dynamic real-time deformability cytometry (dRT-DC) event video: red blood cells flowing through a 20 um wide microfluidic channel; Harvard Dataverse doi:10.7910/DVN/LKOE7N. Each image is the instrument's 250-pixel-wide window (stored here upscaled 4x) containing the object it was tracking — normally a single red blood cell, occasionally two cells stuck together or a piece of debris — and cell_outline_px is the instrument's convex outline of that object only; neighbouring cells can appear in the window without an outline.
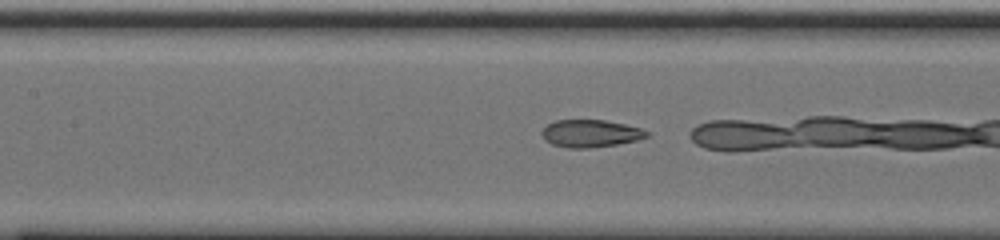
{"species": "common noctule bat (a hibernating species)", "species_latin": "Nyctalus noctula", "temperature_condition": "cold", "stored_images_in_passage": 29, "camera_frame_rate_fps": 3000, "um_per_image_px": 0.085, "animal": {"sex": "male", "body_mass_g": 20.0, "forearm_length_mm": 53.3}, "frame": {"image": 1, "passage_image": 18, "time_ms": 5.667, "image_size_px": [1000, 240], "cell_outline_px": [[648, 136], [636, 140], [616, 144], [588, 148], [568, 148], [552, 144], [544, 140], [540, 132], [548, 124], [556, 120], [604, 120], [624, 124], [640, 128], [648, 132]], "centroid_in_image_um": [50.15, 11.34], "position_along_channel_um": 157.3, "area_um2": 16.65}}
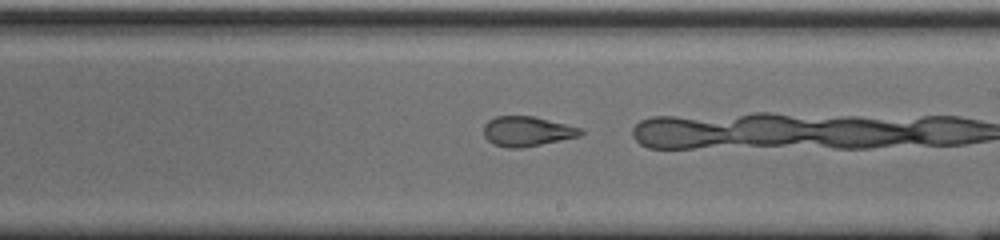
{"frame": {"image": 2, "passage_image": 25, "time_ms": 8.0, "image_size_px": [1000, 240], "cell_outline_px": [[584, 132], [580, 136], [520, 148], [508, 148], [492, 144], [484, 136], [484, 124], [488, 120], [496, 116], [532, 116], [580, 128]], "centroid_in_image_um": [44.75, 11.16], "position_along_channel_um": 244.3, "area_um2": 16.65}}
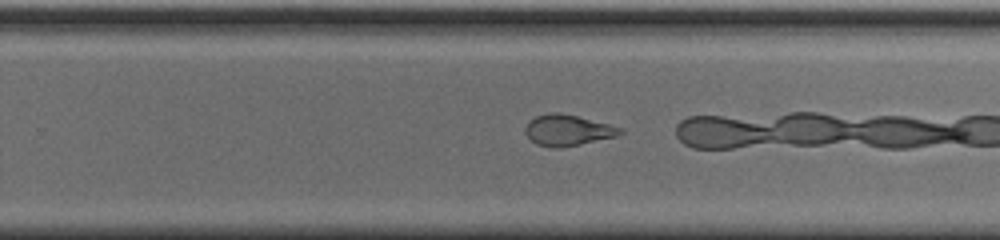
{"frame": {"image": 3, "passage_image": 28, "time_ms": 9.0, "image_size_px": [1000, 240], "cell_outline_px": [[624, 132], [616, 136], [580, 144], [560, 148], [552, 148], [536, 144], [524, 132], [524, 128], [528, 120], [536, 116], [548, 112], [556, 112], [576, 116], [608, 124], [620, 128]], "centroid_in_image_um": [48.19, 11.07], "position_along_channel_um": 281.6, "area_um2": 16.99}}